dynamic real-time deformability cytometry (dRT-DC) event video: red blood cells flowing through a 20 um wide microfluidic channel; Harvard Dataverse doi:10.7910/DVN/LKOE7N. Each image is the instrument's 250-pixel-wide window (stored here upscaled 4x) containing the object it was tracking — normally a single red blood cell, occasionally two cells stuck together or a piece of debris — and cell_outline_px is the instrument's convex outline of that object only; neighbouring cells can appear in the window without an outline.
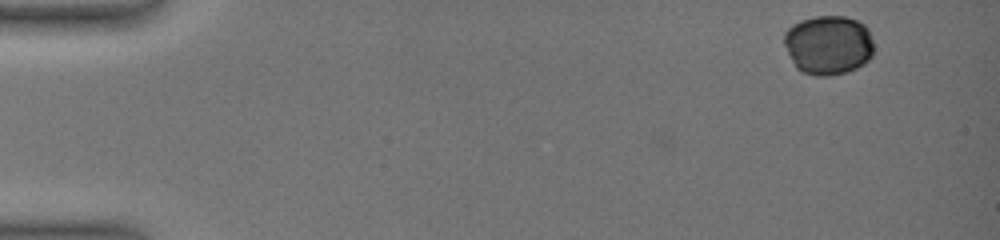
{"species": "common noctule bat (a hibernating species)", "species_latin": "Nyctalus noctula", "temperature_condition": "warm", "stored_images_in_passage": 3, "camera_frame_rate_fps": 3000, "um_per_image_px": 0.085, "animal": {"sex": "female", "body_mass_g": 19.0, "forearm_length_mm": 51.5}, "frame": {"image": 1, "passage_image": 3, "time_ms": 1.0, "image_size_px": [1000, 240], "cell_outline_px": [[872, 56], [864, 64], [848, 72], [828, 76], [816, 76], [804, 72], [796, 68], [784, 44], [784, 32], [792, 24], [800, 20], [816, 16], [844, 16], [856, 20], [864, 24], [868, 28], [872, 40]], "centroid_in_image_um": [70.41, 3.82], "position_along_channel_um": 14.6, "area_um2": 31.15}}